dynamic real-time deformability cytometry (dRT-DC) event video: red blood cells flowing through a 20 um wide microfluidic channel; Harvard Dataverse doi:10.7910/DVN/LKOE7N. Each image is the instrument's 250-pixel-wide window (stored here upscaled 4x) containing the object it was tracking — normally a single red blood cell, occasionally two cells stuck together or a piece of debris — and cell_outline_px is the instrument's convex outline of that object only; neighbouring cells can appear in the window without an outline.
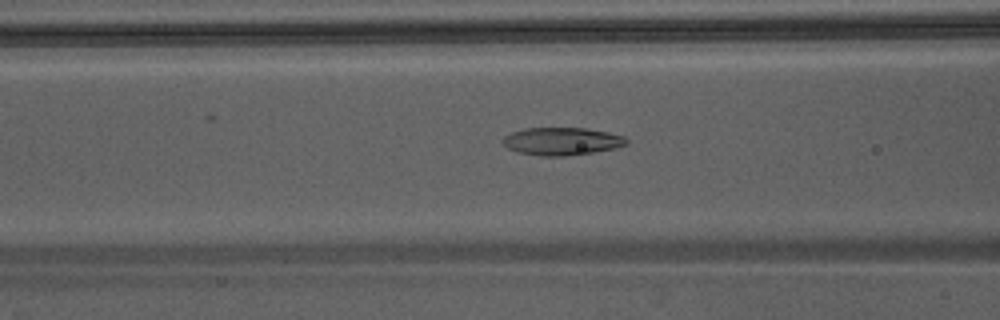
{"species": "Egyptian fruit bat (a non-hibernating species)", "species_latin": "Rousettus aegyptiacus", "temperature_condition": "warm", "stored_images_in_passage": 40, "camera_frame_rate_fps": 3000, "um_per_image_px": 0.085, "animal": {"sex": "male"}, "frame": {"image": 1, "passage_image": 13, "time_ms": 4.0, "image_size_px": [1000, 320], "cell_outline_px": [[628, 144], [616, 148], [592, 152], [564, 156], [540, 156], [516, 152], [508, 148], [500, 140], [504, 136], [512, 132], [524, 128], [584, 128], [608, 132], [624, 136], [628, 140]], "centroid_in_image_um": [47.73, 12.01], "position_along_channel_um": 118.9, "area_um2": 20.06}}
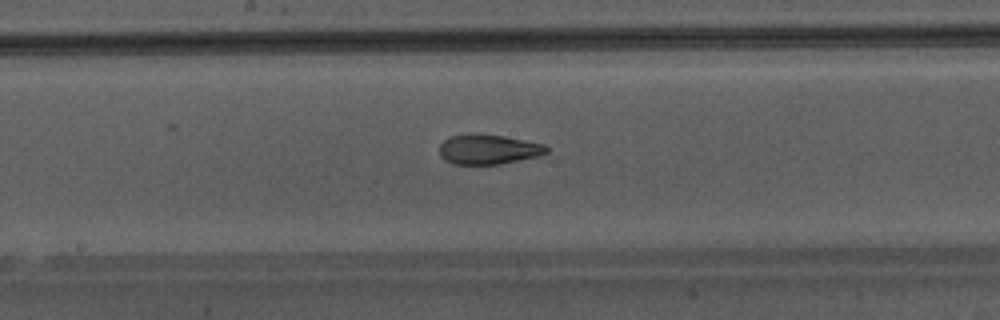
{"frame": {"image": 2, "passage_image": 19, "time_ms": 6.0, "image_size_px": [1000, 320], "cell_outline_px": [[548, 152], [540, 156], [500, 164], [452, 164], [440, 156], [440, 144], [444, 140], [452, 136], [504, 136], [544, 144], [548, 148]], "centroid_in_image_um": [41.55, 12.74], "position_along_channel_um": 206.6, "area_um2": 18.03}}
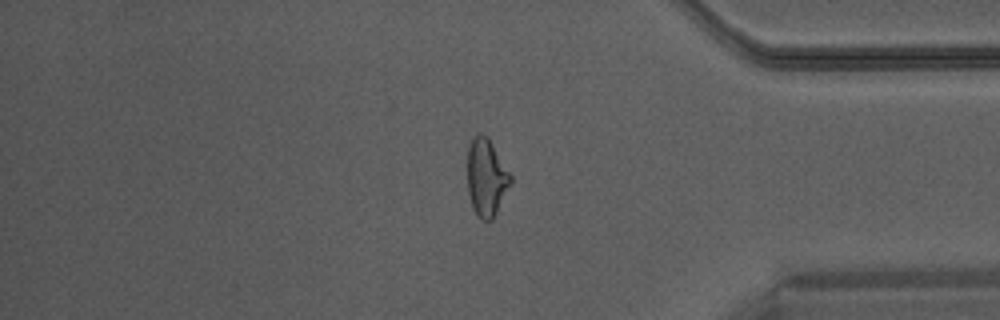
{"frame": {"image": 3, "passage_image": 33, "time_ms": 10.667, "image_size_px": [1000, 320], "cell_outline_px": [[512, 184], [492, 220], [480, 220], [472, 208], [468, 192], [468, 148], [472, 136], [480, 132], [484, 132], [488, 136], [512, 176]], "centroid_in_image_um": [41.35, 15.06], "position_along_channel_um": 393.9, "area_um2": 19.83}}